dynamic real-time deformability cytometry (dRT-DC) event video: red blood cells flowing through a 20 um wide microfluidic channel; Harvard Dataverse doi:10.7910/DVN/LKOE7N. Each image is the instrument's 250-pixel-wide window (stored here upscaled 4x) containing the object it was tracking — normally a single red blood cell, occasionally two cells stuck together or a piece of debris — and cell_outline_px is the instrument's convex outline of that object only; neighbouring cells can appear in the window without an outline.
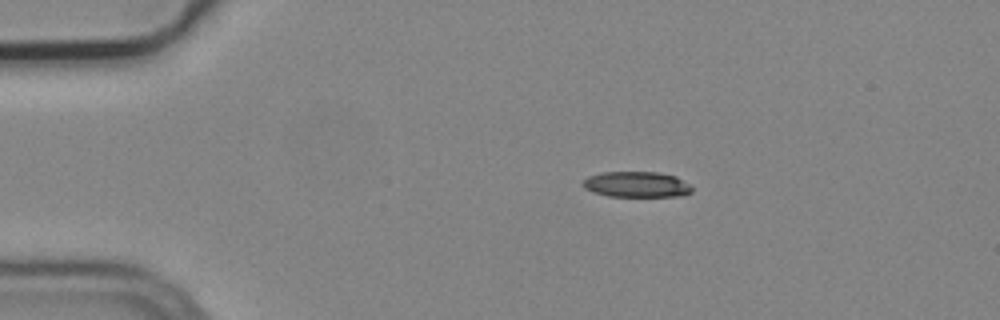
{"species": "common noctule bat (a hibernating species)", "species_latin": "Nyctalus noctula", "temperature_condition": "cold", "stored_images_in_passage": 4, "camera_frame_rate_fps": 3000, "um_per_image_px": 0.085, "animal": {"sex": "male", "body_mass_g": 19.2, "forearm_length_mm": 51.8}, "frame": {"image": 1, "passage_image": 3, "time_ms": 0.667, "image_size_px": [1000, 320], "cell_outline_px": [[692, 192], [684, 196], [608, 196], [592, 192], [584, 188], [580, 184], [588, 176], [600, 172], [656, 172], [676, 176], [688, 184], [692, 188]], "centroid_in_image_um": [54.08, 15.68], "position_along_channel_um": 30.9, "area_um2": 16.42}}